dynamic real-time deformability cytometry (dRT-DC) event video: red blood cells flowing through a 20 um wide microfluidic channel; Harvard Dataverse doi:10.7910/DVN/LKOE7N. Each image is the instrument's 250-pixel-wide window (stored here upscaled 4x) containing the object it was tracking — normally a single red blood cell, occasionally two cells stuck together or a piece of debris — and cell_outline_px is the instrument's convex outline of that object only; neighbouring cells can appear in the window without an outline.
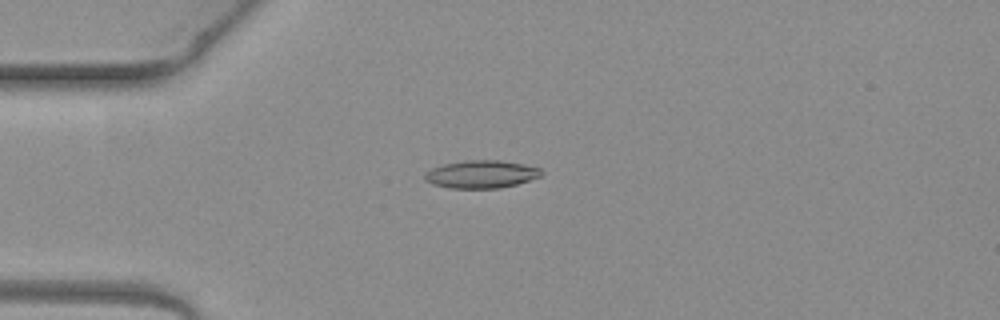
{"species": "common noctule bat (a hibernating species)", "species_latin": "Nyctalus noctula", "temperature_condition": "warm", "stored_images_in_passage": 3, "camera_frame_rate_fps": 3000, "um_per_image_px": 0.085, "animal": {"sex": "female", "body_mass_g": 19.3, "forearm_length_mm": 54.1}, "frame": {"image": 1, "passage_image": 2, "time_ms": 0.333, "image_size_px": [1000, 320], "cell_outline_px": [[544, 172], [540, 176], [516, 184], [500, 188], [448, 188], [432, 184], [424, 180], [424, 176], [432, 168], [444, 164], [464, 160], [500, 160], [524, 164], [540, 168]], "centroid_in_image_um": [40.91, 14.81], "position_along_channel_um": 44.1, "area_um2": 18.84}}
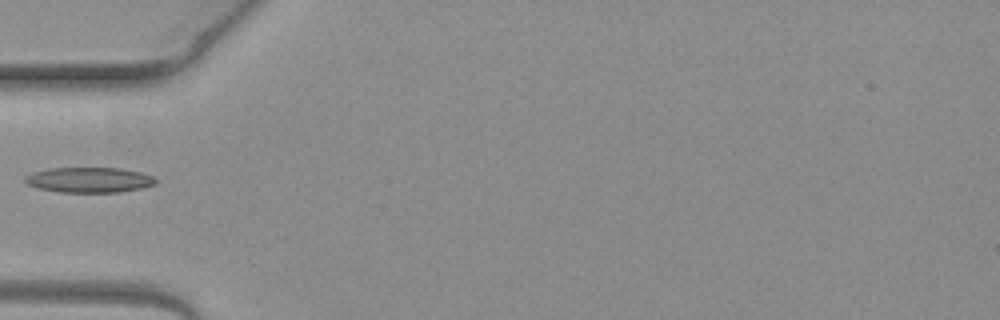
{"frame": {"image": 2, "passage_image": 3, "time_ms": 0.667, "image_size_px": [1000, 320], "cell_outline_px": [[156, 184], [140, 188], [120, 192], [60, 192], [40, 188], [28, 184], [24, 180], [24, 176], [32, 172], [48, 168], [120, 168], [140, 172], [152, 176], [156, 180]], "centroid_in_image_um": [7.56, 15.28], "position_along_channel_um": 77.4, "area_um2": 19.13}}